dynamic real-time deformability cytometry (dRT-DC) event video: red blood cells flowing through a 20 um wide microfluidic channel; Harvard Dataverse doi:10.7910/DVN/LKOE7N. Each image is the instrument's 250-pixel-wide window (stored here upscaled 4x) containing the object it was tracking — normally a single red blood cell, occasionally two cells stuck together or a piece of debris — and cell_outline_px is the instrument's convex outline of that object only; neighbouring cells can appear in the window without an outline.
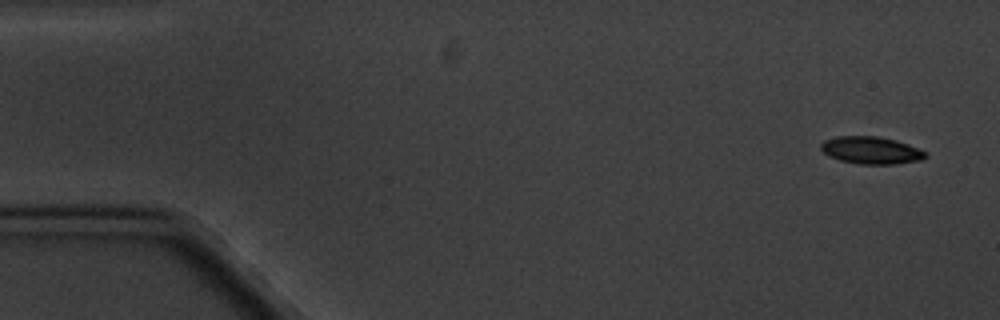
{"species": "common noctule bat (a hibernating species)", "species_latin": "Nyctalus noctula", "temperature_condition": "cold", "stored_images_in_passage": 6, "camera_frame_rate_fps": 3000, "um_per_image_px": 0.085, "animal": {"sex": "male", "body_mass_g": 20.1, "forearm_length_mm": 53.5}, "frame": {"image": 1, "passage_image": 1, "time_ms": 0.0, "image_size_px": [1000, 320], "cell_outline_px": [[928, 156], [920, 160], [892, 164], [860, 164], [840, 160], [828, 156], [820, 148], [820, 144], [824, 140], [836, 136], [876, 136], [896, 140], [908, 144], [928, 152]], "centroid_in_image_um": [74.04, 12.77], "position_along_channel_um": 11.0, "area_um2": 16.7}}
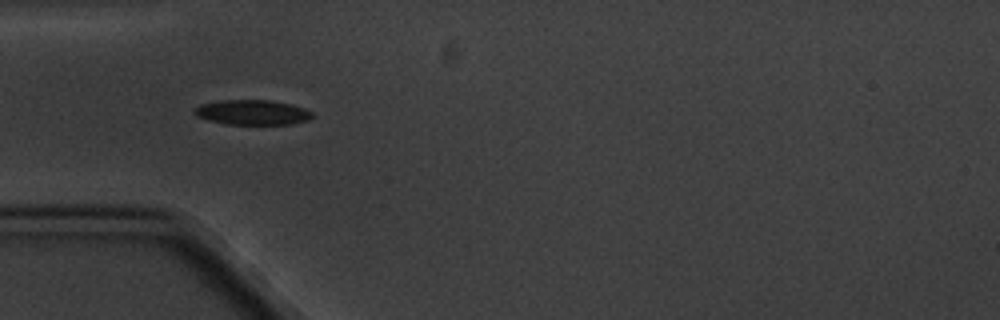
{"frame": {"image": 2, "passage_image": 5, "time_ms": 5.0, "image_size_px": [1000, 320], "cell_outline_px": [[312, 116], [308, 120], [288, 124], [224, 124], [208, 120], [196, 116], [192, 112], [192, 108], [200, 104], [220, 100], [272, 100], [292, 104], [304, 108], [312, 112]], "centroid_in_image_um": [21.39, 9.54], "position_along_channel_um": 63.6, "area_um2": 17.28}}